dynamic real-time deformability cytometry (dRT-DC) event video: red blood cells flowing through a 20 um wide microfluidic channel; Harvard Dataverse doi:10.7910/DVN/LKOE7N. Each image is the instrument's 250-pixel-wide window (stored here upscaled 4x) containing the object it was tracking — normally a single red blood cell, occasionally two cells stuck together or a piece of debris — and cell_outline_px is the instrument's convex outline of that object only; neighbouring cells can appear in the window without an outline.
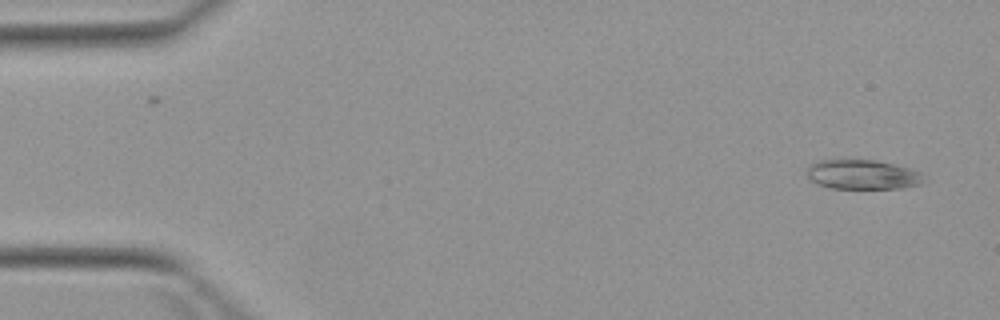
{"species": "Egyptian fruit bat (a non-hibernating species)", "species_latin": "Rousettus aegyptiacus", "temperature_condition": "warm", "stored_images_in_passage": 2, "camera_frame_rate_fps": 3000, "um_per_image_px": 0.085, "animal": {"sex": "female"}, "frame": {"image": 1, "passage_image": 2, "time_ms": 1.0, "image_size_px": [1000, 320], "cell_outline_px": [[924, 172], [920, 184], [900, 188], [828, 188], [816, 184], [804, 172], [808, 164], [820, 160], [876, 160]], "centroid_in_image_um": [73.25, 14.83], "position_along_channel_um": 11.7, "area_um2": 20.17}}